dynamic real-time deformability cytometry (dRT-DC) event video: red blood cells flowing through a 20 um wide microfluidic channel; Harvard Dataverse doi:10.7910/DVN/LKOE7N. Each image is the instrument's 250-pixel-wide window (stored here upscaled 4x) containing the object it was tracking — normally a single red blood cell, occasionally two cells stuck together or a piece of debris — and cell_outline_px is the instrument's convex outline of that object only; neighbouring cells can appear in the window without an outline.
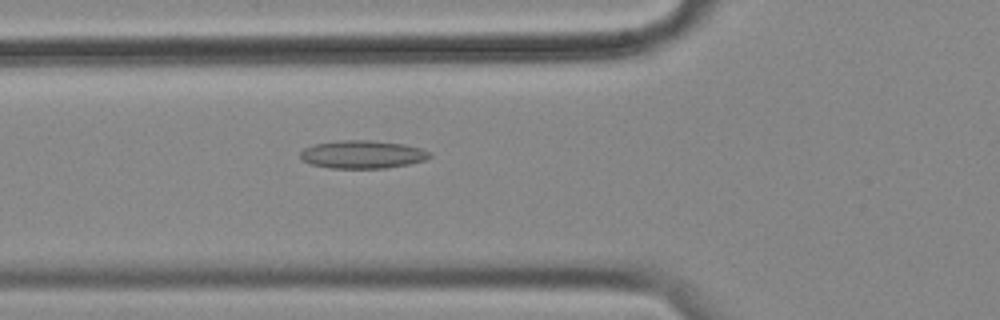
{"species": "common noctule bat (a hibernating species)", "species_latin": "Nyctalus noctula", "temperature_condition": "cold", "stored_images_in_passage": 34, "camera_frame_rate_fps": 3000, "um_per_image_px": 0.085, "animal": {"sex": "female", "body_mass_g": 18.4}, "frame": {"image": 1, "passage_image": 5, "time_ms": 1.333, "image_size_px": [1000, 320], "cell_outline_px": [[432, 156], [424, 160], [408, 164], [384, 168], [332, 168], [312, 164], [304, 160], [300, 156], [300, 152], [304, 148], [316, 144], [340, 140], [372, 140], [404, 144], [420, 148], [432, 152]], "centroid_in_image_um": [30.84, 13.12], "position_along_channel_um": 95.0, "area_um2": 20.98}}
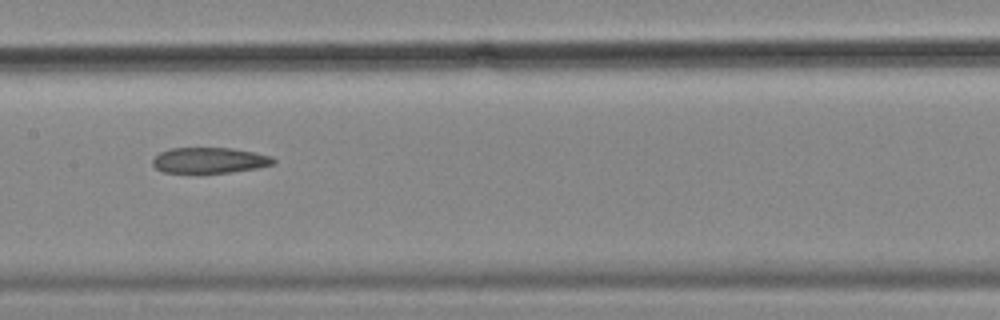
{"frame": {"image": 2, "passage_image": 13, "time_ms": 4.0, "image_size_px": [1000, 320], "cell_outline_px": [[276, 164], [256, 168], [228, 172], [164, 172], [156, 168], [152, 164], [152, 160], [160, 152], [172, 148], [232, 148], [272, 156], [276, 160]], "centroid_in_image_um": [17.83, 13.62], "position_along_channel_um": 189.6, "area_um2": 17.86}}
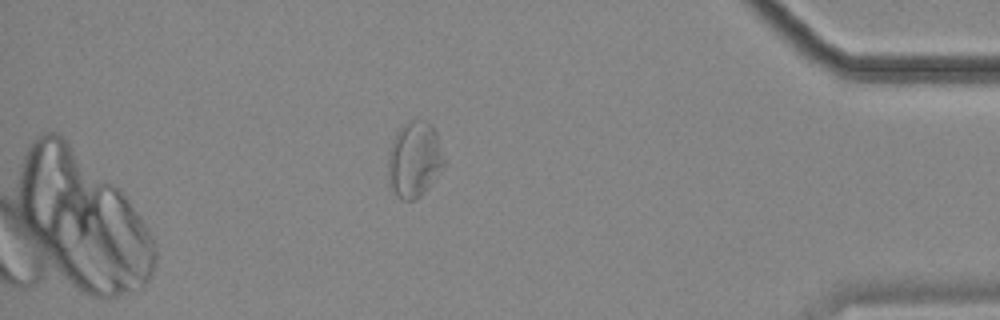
{"frame": {"image": 3, "passage_image": 34, "time_ms": 11.0, "image_size_px": [1000, 320], "cell_outline_px": [[448, 160], [428, 188], [420, 196], [412, 200], [400, 200], [396, 196], [388, 184], [388, 152], [392, 140], [396, 132], [404, 124], [412, 120], [424, 120], [432, 124], [436, 132]], "centroid_in_image_um": [35.24, 13.56], "position_along_channel_um": 400.0, "area_um2": 25.32}, "authors_computed_cell_mechanics": {"area_um2": 19.9121, "velocity_mm_per_s": 3.5382, "shape_relaxation_time_tau1_ms": null, "shape_relaxation_time_tau2_ms": 6.4288, "deformation_change_tau1": null, "deformation_change_tau2": 0.1533}}